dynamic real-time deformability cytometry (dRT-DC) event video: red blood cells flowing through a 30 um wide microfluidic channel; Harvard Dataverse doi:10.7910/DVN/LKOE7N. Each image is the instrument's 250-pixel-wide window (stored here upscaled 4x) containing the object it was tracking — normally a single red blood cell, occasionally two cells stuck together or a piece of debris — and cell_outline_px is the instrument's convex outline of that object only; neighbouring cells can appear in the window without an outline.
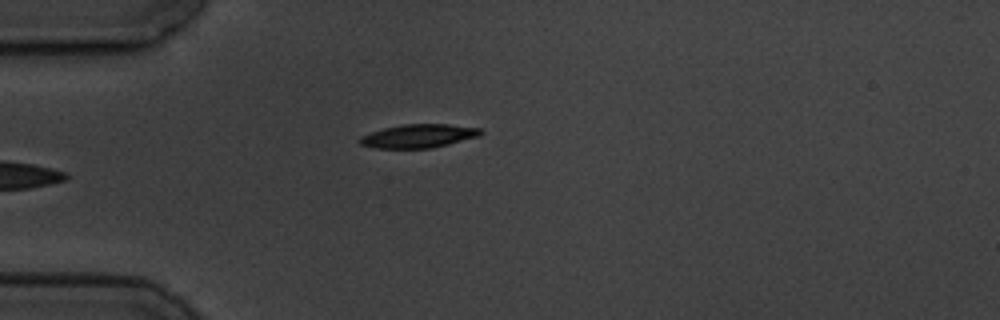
{"species": "common noctule bat (a hibernating species)", "species_latin": "Nyctalus noctula", "temperature_condition": "cold", "stored_images_in_passage": 5, "camera_frame_rate_fps": 3000, "um_per_image_px": 0.085, "animal": {"sex": "male", "body_mass_g": 19.5, "forearm_length_mm": 54.6}, "frame": {"image": 1, "passage_image": 5, "time_ms": 4.333, "image_size_px": [1000, 320], "cell_outline_px": [[484, 132], [480, 136], [432, 148], [376, 148], [360, 144], [356, 140], [360, 136], [384, 128], [404, 124], [448, 124], [480, 128]], "centroid_in_image_um": [35.58, 11.56], "position_along_channel_um": 49.4, "area_um2": 16.59}}